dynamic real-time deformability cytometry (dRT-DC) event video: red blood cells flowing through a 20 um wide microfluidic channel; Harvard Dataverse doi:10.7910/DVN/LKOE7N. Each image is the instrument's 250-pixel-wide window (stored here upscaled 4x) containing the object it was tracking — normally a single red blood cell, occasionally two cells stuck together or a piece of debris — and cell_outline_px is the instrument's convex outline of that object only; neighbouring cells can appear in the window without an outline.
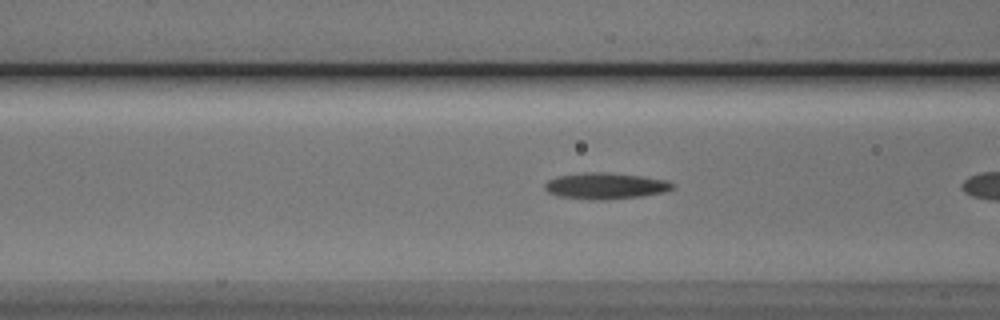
{"species": "Egyptian fruit bat (a non-hibernating species)", "species_latin": "Rousettus aegyptiacus", "temperature_condition": "cold", "stored_images_in_passage": 18, "camera_frame_rate_fps": 3000, "um_per_image_px": 0.085, "animal": {"sex": "male"}, "frame": {"image": 1, "passage_image": 17, "time_ms": 5.333, "image_size_px": [1000, 320], "cell_outline_px": [[676, 188], [664, 192], [640, 196], [608, 200], [588, 200], [556, 196], [548, 192], [544, 188], [544, 184], [548, 180], [556, 176], [584, 172], [604, 172], [640, 176], [664, 180], [676, 184]], "centroid_in_image_um": [51.43, 15.81], "position_along_channel_um": 115.2, "area_um2": 19.77}}